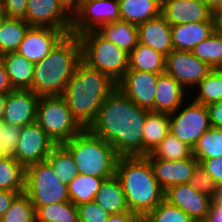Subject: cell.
Returning a JSON list of instances; mask_svg holds the SVG:
<instances>
[{"label": "cell", "instance_id": "49", "mask_svg": "<svg viewBox=\"0 0 222 222\" xmlns=\"http://www.w3.org/2000/svg\"><path fill=\"white\" fill-rule=\"evenodd\" d=\"M12 87L9 84L4 64L0 58V94H7Z\"/></svg>", "mask_w": 222, "mask_h": 222}, {"label": "cell", "instance_id": "43", "mask_svg": "<svg viewBox=\"0 0 222 222\" xmlns=\"http://www.w3.org/2000/svg\"><path fill=\"white\" fill-rule=\"evenodd\" d=\"M28 0H0L7 18H24Z\"/></svg>", "mask_w": 222, "mask_h": 222}, {"label": "cell", "instance_id": "22", "mask_svg": "<svg viewBox=\"0 0 222 222\" xmlns=\"http://www.w3.org/2000/svg\"><path fill=\"white\" fill-rule=\"evenodd\" d=\"M189 93L166 72L159 74L156 94H155V112L172 113L175 112Z\"/></svg>", "mask_w": 222, "mask_h": 222}, {"label": "cell", "instance_id": "18", "mask_svg": "<svg viewBox=\"0 0 222 222\" xmlns=\"http://www.w3.org/2000/svg\"><path fill=\"white\" fill-rule=\"evenodd\" d=\"M145 157L150 161L154 176L164 191L173 185L189 183L199 165V161L193 155L175 161L154 158L151 154Z\"/></svg>", "mask_w": 222, "mask_h": 222}, {"label": "cell", "instance_id": "47", "mask_svg": "<svg viewBox=\"0 0 222 222\" xmlns=\"http://www.w3.org/2000/svg\"><path fill=\"white\" fill-rule=\"evenodd\" d=\"M24 191H6L0 190V218L10 208L14 199Z\"/></svg>", "mask_w": 222, "mask_h": 222}, {"label": "cell", "instance_id": "40", "mask_svg": "<svg viewBox=\"0 0 222 222\" xmlns=\"http://www.w3.org/2000/svg\"><path fill=\"white\" fill-rule=\"evenodd\" d=\"M189 184L200 193L214 198L218 193L219 186L214 182L212 177L199 164L195 169Z\"/></svg>", "mask_w": 222, "mask_h": 222}, {"label": "cell", "instance_id": "51", "mask_svg": "<svg viewBox=\"0 0 222 222\" xmlns=\"http://www.w3.org/2000/svg\"><path fill=\"white\" fill-rule=\"evenodd\" d=\"M215 14L222 6V0H201Z\"/></svg>", "mask_w": 222, "mask_h": 222}, {"label": "cell", "instance_id": "4", "mask_svg": "<svg viewBox=\"0 0 222 222\" xmlns=\"http://www.w3.org/2000/svg\"><path fill=\"white\" fill-rule=\"evenodd\" d=\"M81 60L79 37L67 34L45 58L35 63L29 89L38 96L62 95Z\"/></svg>", "mask_w": 222, "mask_h": 222}, {"label": "cell", "instance_id": "38", "mask_svg": "<svg viewBox=\"0 0 222 222\" xmlns=\"http://www.w3.org/2000/svg\"><path fill=\"white\" fill-rule=\"evenodd\" d=\"M0 222H36L35 208L25 193L19 194Z\"/></svg>", "mask_w": 222, "mask_h": 222}, {"label": "cell", "instance_id": "45", "mask_svg": "<svg viewBox=\"0 0 222 222\" xmlns=\"http://www.w3.org/2000/svg\"><path fill=\"white\" fill-rule=\"evenodd\" d=\"M206 107L211 127L222 128V100L209 104Z\"/></svg>", "mask_w": 222, "mask_h": 222}, {"label": "cell", "instance_id": "35", "mask_svg": "<svg viewBox=\"0 0 222 222\" xmlns=\"http://www.w3.org/2000/svg\"><path fill=\"white\" fill-rule=\"evenodd\" d=\"M192 54L212 69H222V34L216 29L192 50Z\"/></svg>", "mask_w": 222, "mask_h": 222}, {"label": "cell", "instance_id": "26", "mask_svg": "<svg viewBox=\"0 0 222 222\" xmlns=\"http://www.w3.org/2000/svg\"><path fill=\"white\" fill-rule=\"evenodd\" d=\"M122 21L140 25L160 15L161 0H118Z\"/></svg>", "mask_w": 222, "mask_h": 222}, {"label": "cell", "instance_id": "50", "mask_svg": "<svg viewBox=\"0 0 222 222\" xmlns=\"http://www.w3.org/2000/svg\"><path fill=\"white\" fill-rule=\"evenodd\" d=\"M65 8L73 14V12L80 6V0H59Z\"/></svg>", "mask_w": 222, "mask_h": 222}, {"label": "cell", "instance_id": "29", "mask_svg": "<svg viewBox=\"0 0 222 222\" xmlns=\"http://www.w3.org/2000/svg\"><path fill=\"white\" fill-rule=\"evenodd\" d=\"M194 89L189 97L196 103L207 106L222 100V69H212Z\"/></svg>", "mask_w": 222, "mask_h": 222}, {"label": "cell", "instance_id": "42", "mask_svg": "<svg viewBox=\"0 0 222 222\" xmlns=\"http://www.w3.org/2000/svg\"><path fill=\"white\" fill-rule=\"evenodd\" d=\"M20 136V127L5 124L0 136V143L6 155H13Z\"/></svg>", "mask_w": 222, "mask_h": 222}, {"label": "cell", "instance_id": "21", "mask_svg": "<svg viewBox=\"0 0 222 222\" xmlns=\"http://www.w3.org/2000/svg\"><path fill=\"white\" fill-rule=\"evenodd\" d=\"M216 22L184 23L171 26L173 50L191 51L215 30Z\"/></svg>", "mask_w": 222, "mask_h": 222}, {"label": "cell", "instance_id": "20", "mask_svg": "<svg viewBox=\"0 0 222 222\" xmlns=\"http://www.w3.org/2000/svg\"><path fill=\"white\" fill-rule=\"evenodd\" d=\"M137 27L139 43L151 47L165 57L173 51L171 26L161 14Z\"/></svg>", "mask_w": 222, "mask_h": 222}, {"label": "cell", "instance_id": "56", "mask_svg": "<svg viewBox=\"0 0 222 222\" xmlns=\"http://www.w3.org/2000/svg\"><path fill=\"white\" fill-rule=\"evenodd\" d=\"M6 154L4 153L3 149H2V145L0 143V158H3Z\"/></svg>", "mask_w": 222, "mask_h": 222}, {"label": "cell", "instance_id": "54", "mask_svg": "<svg viewBox=\"0 0 222 222\" xmlns=\"http://www.w3.org/2000/svg\"><path fill=\"white\" fill-rule=\"evenodd\" d=\"M6 18H7V16L5 15V11L3 10V6L0 3V29H1V26Z\"/></svg>", "mask_w": 222, "mask_h": 222}, {"label": "cell", "instance_id": "52", "mask_svg": "<svg viewBox=\"0 0 222 222\" xmlns=\"http://www.w3.org/2000/svg\"><path fill=\"white\" fill-rule=\"evenodd\" d=\"M6 100L7 94H0V120L3 119Z\"/></svg>", "mask_w": 222, "mask_h": 222}, {"label": "cell", "instance_id": "41", "mask_svg": "<svg viewBox=\"0 0 222 222\" xmlns=\"http://www.w3.org/2000/svg\"><path fill=\"white\" fill-rule=\"evenodd\" d=\"M79 222H105L108 214L95 200L77 206Z\"/></svg>", "mask_w": 222, "mask_h": 222}, {"label": "cell", "instance_id": "33", "mask_svg": "<svg viewBox=\"0 0 222 222\" xmlns=\"http://www.w3.org/2000/svg\"><path fill=\"white\" fill-rule=\"evenodd\" d=\"M0 190L25 191V168L11 155L0 158Z\"/></svg>", "mask_w": 222, "mask_h": 222}, {"label": "cell", "instance_id": "5", "mask_svg": "<svg viewBox=\"0 0 222 222\" xmlns=\"http://www.w3.org/2000/svg\"><path fill=\"white\" fill-rule=\"evenodd\" d=\"M63 145L71 152L79 174L105 179L115 175L120 156L108 142L87 128Z\"/></svg>", "mask_w": 222, "mask_h": 222}, {"label": "cell", "instance_id": "12", "mask_svg": "<svg viewBox=\"0 0 222 222\" xmlns=\"http://www.w3.org/2000/svg\"><path fill=\"white\" fill-rule=\"evenodd\" d=\"M56 144L37 122L20 127V136L12 155L24 168L46 160Z\"/></svg>", "mask_w": 222, "mask_h": 222}, {"label": "cell", "instance_id": "44", "mask_svg": "<svg viewBox=\"0 0 222 222\" xmlns=\"http://www.w3.org/2000/svg\"><path fill=\"white\" fill-rule=\"evenodd\" d=\"M199 164L218 186L222 185V156L204 159Z\"/></svg>", "mask_w": 222, "mask_h": 222}, {"label": "cell", "instance_id": "36", "mask_svg": "<svg viewBox=\"0 0 222 222\" xmlns=\"http://www.w3.org/2000/svg\"><path fill=\"white\" fill-rule=\"evenodd\" d=\"M193 156L199 161L222 156V128L210 127L196 142Z\"/></svg>", "mask_w": 222, "mask_h": 222}, {"label": "cell", "instance_id": "9", "mask_svg": "<svg viewBox=\"0 0 222 222\" xmlns=\"http://www.w3.org/2000/svg\"><path fill=\"white\" fill-rule=\"evenodd\" d=\"M170 133L193 149L197 140L211 127L208 109L191 98L169 113Z\"/></svg>", "mask_w": 222, "mask_h": 222}, {"label": "cell", "instance_id": "59", "mask_svg": "<svg viewBox=\"0 0 222 222\" xmlns=\"http://www.w3.org/2000/svg\"><path fill=\"white\" fill-rule=\"evenodd\" d=\"M215 14H222V6L220 7V9Z\"/></svg>", "mask_w": 222, "mask_h": 222}, {"label": "cell", "instance_id": "1", "mask_svg": "<svg viewBox=\"0 0 222 222\" xmlns=\"http://www.w3.org/2000/svg\"><path fill=\"white\" fill-rule=\"evenodd\" d=\"M150 110L139 107L117 87L103 101L87 128L121 156H143V125Z\"/></svg>", "mask_w": 222, "mask_h": 222}, {"label": "cell", "instance_id": "25", "mask_svg": "<svg viewBox=\"0 0 222 222\" xmlns=\"http://www.w3.org/2000/svg\"><path fill=\"white\" fill-rule=\"evenodd\" d=\"M96 31L128 54L139 43L137 25L126 21L111 22L100 26Z\"/></svg>", "mask_w": 222, "mask_h": 222}, {"label": "cell", "instance_id": "30", "mask_svg": "<svg viewBox=\"0 0 222 222\" xmlns=\"http://www.w3.org/2000/svg\"><path fill=\"white\" fill-rule=\"evenodd\" d=\"M104 180L105 178L78 174L67 185L70 201L76 206L93 201Z\"/></svg>", "mask_w": 222, "mask_h": 222}, {"label": "cell", "instance_id": "27", "mask_svg": "<svg viewBox=\"0 0 222 222\" xmlns=\"http://www.w3.org/2000/svg\"><path fill=\"white\" fill-rule=\"evenodd\" d=\"M94 200L110 215L129 211L124 191L116 175L103 181Z\"/></svg>", "mask_w": 222, "mask_h": 222}, {"label": "cell", "instance_id": "28", "mask_svg": "<svg viewBox=\"0 0 222 222\" xmlns=\"http://www.w3.org/2000/svg\"><path fill=\"white\" fill-rule=\"evenodd\" d=\"M166 57L149 46L138 43L129 53V67L139 70L162 74L165 73Z\"/></svg>", "mask_w": 222, "mask_h": 222}, {"label": "cell", "instance_id": "19", "mask_svg": "<svg viewBox=\"0 0 222 222\" xmlns=\"http://www.w3.org/2000/svg\"><path fill=\"white\" fill-rule=\"evenodd\" d=\"M164 199L182 209L194 221L207 219L212 205V198L195 190L189 183L169 187Z\"/></svg>", "mask_w": 222, "mask_h": 222}, {"label": "cell", "instance_id": "57", "mask_svg": "<svg viewBox=\"0 0 222 222\" xmlns=\"http://www.w3.org/2000/svg\"><path fill=\"white\" fill-rule=\"evenodd\" d=\"M92 1H97V0H80V5L83 4V3H89V2H92Z\"/></svg>", "mask_w": 222, "mask_h": 222}, {"label": "cell", "instance_id": "6", "mask_svg": "<svg viewBox=\"0 0 222 222\" xmlns=\"http://www.w3.org/2000/svg\"><path fill=\"white\" fill-rule=\"evenodd\" d=\"M78 37L82 45V60L117 84L128 70L129 54L103 38L96 30Z\"/></svg>", "mask_w": 222, "mask_h": 222}, {"label": "cell", "instance_id": "55", "mask_svg": "<svg viewBox=\"0 0 222 222\" xmlns=\"http://www.w3.org/2000/svg\"><path fill=\"white\" fill-rule=\"evenodd\" d=\"M4 126H5V123L3 122V120H0V136L2 134Z\"/></svg>", "mask_w": 222, "mask_h": 222}, {"label": "cell", "instance_id": "23", "mask_svg": "<svg viewBox=\"0 0 222 222\" xmlns=\"http://www.w3.org/2000/svg\"><path fill=\"white\" fill-rule=\"evenodd\" d=\"M12 89H29L32 85L34 65L17 52L0 56Z\"/></svg>", "mask_w": 222, "mask_h": 222}, {"label": "cell", "instance_id": "15", "mask_svg": "<svg viewBox=\"0 0 222 222\" xmlns=\"http://www.w3.org/2000/svg\"><path fill=\"white\" fill-rule=\"evenodd\" d=\"M160 14L170 26L216 22L214 13L201 0H161Z\"/></svg>", "mask_w": 222, "mask_h": 222}, {"label": "cell", "instance_id": "34", "mask_svg": "<svg viewBox=\"0 0 222 222\" xmlns=\"http://www.w3.org/2000/svg\"><path fill=\"white\" fill-rule=\"evenodd\" d=\"M35 215L36 222H79L77 206L71 201L40 206Z\"/></svg>", "mask_w": 222, "mask_h": 222}, {"label": "cell", "instance_id": "24", "mask_svg": "<svg viewBox=\"0 0 222 222\" xmlns=\"http://www.w3.org/2000/svg\"><path fill=\"white\" fill-rule=\"evenodd\" d=\"M143 156L150 154L170 133L169 113L149 111L143 125Z\"/></svg>", "mask_w": 222, "mask_h": 222}, {"label": "cell", "instance_id": "46", "mask_svg": "<svg viewBox=\"0 0 222 222\" xmlns=\"http://www.w3.org/2000/svg\"><path fill=\"white\" fill-rule=\"evenodd\" d=\"M207 219L209 222H222V194L219 191L212 199Z\"/></svg>", "mask_w": 222, "mask_h": 222}, {"label": "cell", "instance_id": "2", "mask_svg": "<svg viewBox=\"0 0 222 222\" xmlns=\"http://www.w3.org/2000/svg\"><path fill=\"white\" fill-rule=\"evenodd\" d=\"M117 87L106 74L81 60L62 94L72 116L85 129L94 121L108 95Z\"/></svg>", "mask_w": 222, "mask_h": 222}, {"label": "cell", "instance_id": "37", "mask_svg": "<svg viewBox=\"0 0 222 222\" xmlns=\"http://www.w3.org/2000/svg\"><path fill=\"white\" fill-rule=\"evenodd\" d=\"M150 154L154 158L168 161L187 159L193 155L192 148L171 133Z\"/></svg>", "mask_w": 222, "mask_h": 222}, {"label": "cell", "instance_id": "31", "mask_svg": "<svg viewBox=\"0 0 222 222\" xmlns=\"http://www.w3.org/2000/svg\"><path fill=\"white\" fill-rule=\"evenodd\" d=\"M57 177L66 185L79 174L71 152L63 145H55L46 157Z\"/></svg>", "mask_w": 222, "mask_h": 222}, {"label": "cell", "instance_id": "53", "mask_svg": "<svg viewBox=\"0 0 222 222\" xmlns=\"http://www.w3.org/2000/svg\"><path fill=\"white\" fill-rule=\"evenodd\" d=\"M216 18V28L222 34V14H214Z\"/></svg>", "mask_w": 222, "mask_h": 222}, {"label": "cell", "instance_id": "17", "mask_svg": "<svg viewBox=\"0 0 222 222\" xmlns=\"http://www.w3.org/2000/svg\"><path fill=\"white\" fill-rule=\"evenodd\" d=\"M40 96L30 89H12L7 93L3 122L22 127L36 122L37 104Z\"/></svg>", "mask_w": 222, "mask_h": 222}, {"label": "cell", "instance_id": "7", "mask_svg": "<svg viewBox=\"0 0 222 222\" xmlns=\"http://www.w3.org/2000/svg\"><path fill=\"white\" fill-rule=\"evenodd\" d=\"M36 122L56 144H64L84 128L72 116L62 95L40 96Z\"/></svg>", "mask_w": 222, "mask_h": 222}, {"label": "cell", "instance_id": "32", "mask_svg": "<svg viewBox=\"0 0 222 222\" xmlns=\"http://www.w3.org/2000/svg\"><path fill=\"white\" fill-rule=\"evenodd\" d=\"M30 27L22 18H6L0 29V56L16 52Z\"/></svg>", "mask_w": 222, "mask_h": 222}, {"label": "cell", "instance_id": "39", "mask_svg": "<svg viewBox=\"0 0 222 222\" xmlns=\"http://www.w3.org/2000/svg\"><path fill=\"white\" fill-rule=\"evenodd\" d=\"M142 222H194L182 209L170 204L165 199L152 211L148 212Z\"/></svg>", "mask_w": 222, "mask_h": 222}, {"label": "cell", "instance_id": "48", "mask_svg": "<svg viewBox=\"0 0 222 222\" xmlns=\"http://www.w3.org/2000/svg\"><path fill=\"white\" fill-rule=\"evenodd\" d=\"M140 220L134 212L129 210L124 213L109 215L105 222H139Z\"/></svg>", "mask_w": 222, "mask_h": 222}, {"label": "cell", "instance_id": "10", "mask_svg": "<svg viewBox=\"0 0 222 222\" xmlns=\"http://www.w3.org/2000/svg\"><path fill=\"white\" fill-rule=\"evenodd\" d=\"M118 0H97L81 4L72 14L70 34L79 36L100 26L120 21Z\"/></svg>", "mask_w": 222, "mask_h": 222}, {"label": "cell", "instance_id": "16", "mask_svg": "<svg viewBox=\"0 0 222 222\" xmlns=\"http://www.w3.org/2000/svg\"><path fill=\"white\" fill-rule=\"evenodd\" d=\"M67 35L63 30L30 27L19 44L17 53L33 63L41 61Z\"/></svg>", "mask_w": 222, "mask_h": 222}, {"label": "cell", "instance_id": "60", "mask_svg": "<svg viewBox=\"0 0 222 222\" xmlns=\"http://www.w3.org/2000/svg\"><path fill=\"white\" fill-rule=\"evenodd\" d=\"M218 191L222 194V185L219 186Z\"/></svg>", "mask_w": 222, "mask_h": 222}, {"label": "cell", "instance_id": "14", "mask_svg": "<svg viewBox=\"0 0 222 222\" xmlns=\"http://www.w3.org/2000/svg\"><path fill=\"white\" fill-rule=\"evenodd\" d=\"M159 74L128 69L117 88L136 105L155 112V94Z\"/></svg>", "mask_w": 222, "mask_h": 222}, {"label": "cell", "instance_id": "8", "mask_svg": "<svg viewBox=\"0 0 222 222\" xmlns=\"http://www.w3.org/2000/svg\"><path fill=\"white\" fill-rule=\"evenodd\" d=\"M35 210L40 206L70 201L68 187L45 160L25 168V191Z\"/></svg>", "mask_w": 222, "mask_h": 222}, {"label": "cell", "instance_id": "58", "mask_svg": "<svg viewBox=\"0 0 222 222\" xmlns=\"http://www.w3.org/2000/svg\"><path fill=\"white\" fill-rule=\"evenodd\" d=\"M194 222H209L208 219L195 220Z\"/></svg>", "mask_w": 222, "mask_h": 222}, {"label": "cell", "instance_id": "3", "mask_svg": "<svg viewBox=\"0 0 222 222\" xmlns=\"http://www.w3.org/2000/svg\"><path fill=\"white\" fill-rule=\"evenodd\" d=\"M115 175L121 183L129 210L140 219L164 200L165 191L145 156L119 157Z\"/></svg>", "mask_w": 222, "mask_h": 222}, {"label": "cell", "instance_id": "11", "mask_svg": "<svg viewBox=\"0 0 222 222\" xmlns=\"http://www.w3.org/2000/svg\"><path fill=\"white\" fill-rule=\"evenodd\" d=\"M211 71L212 68L199 60L191 51L173 50L166 56L165 72L188 93L194 90Z\"/></svg>", "mask_w": 222, "mask_h": 222}, {"label": "cell", "instance_id": "13", "mask_svg": "<svg viewBox=\"0 0 222 222\" xmlns=\"http://www.w3.org/2000/svg\"><path fill=\"white\" fill-rule=\"evenodd\" d=\"M23 18L31 27H49L70 34L72 14L59 0H28Z\"/></svg>", "mask_w": 222, "mask_h": 222}]
</instances>
